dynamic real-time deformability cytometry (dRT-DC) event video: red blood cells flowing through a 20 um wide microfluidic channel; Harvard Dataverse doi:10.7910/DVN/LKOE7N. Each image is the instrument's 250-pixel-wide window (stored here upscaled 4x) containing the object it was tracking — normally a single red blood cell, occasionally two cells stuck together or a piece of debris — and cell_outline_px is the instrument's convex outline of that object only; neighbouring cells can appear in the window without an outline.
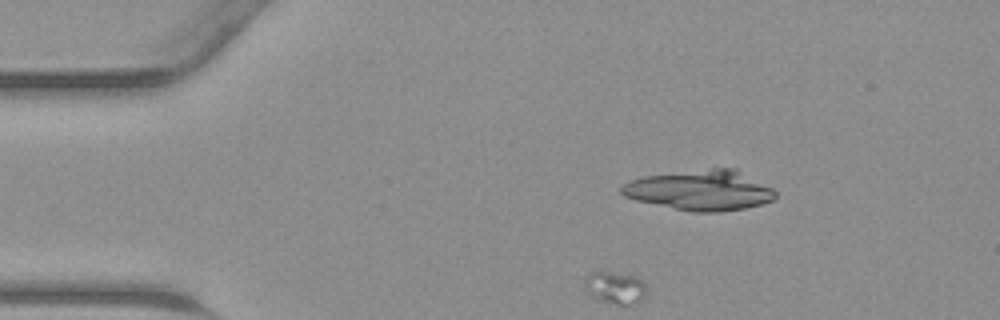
{"species": "common noctule bat (a hibernating species)", "species_latin": "Nyctalus noctula", "temperature_condition": "warm", "stored_images_in_passage": 19, "camera_frame_rate_fps": 3000, "um_per_image_px": 0.085, "animal": {"sex": "male", "body_mass_g": 23.1, "forearm_length_mm": 52.7}, "frame": {"image": 1, "passage_image": 7, "time_ms": 2.0, "image_size_px": [1000, 320], "cell_outline_px": [[648, 296], [640, 304], [616, 304], [600, 300], [592, 296], [584, 288], [584, 280], [592, 272], [608, 272], [636, 276], [644, 284]], "centroid_in_image_um": [52.34, 24.48], "position_along_channel_um": 32.7, "area_um2": 11.68}}